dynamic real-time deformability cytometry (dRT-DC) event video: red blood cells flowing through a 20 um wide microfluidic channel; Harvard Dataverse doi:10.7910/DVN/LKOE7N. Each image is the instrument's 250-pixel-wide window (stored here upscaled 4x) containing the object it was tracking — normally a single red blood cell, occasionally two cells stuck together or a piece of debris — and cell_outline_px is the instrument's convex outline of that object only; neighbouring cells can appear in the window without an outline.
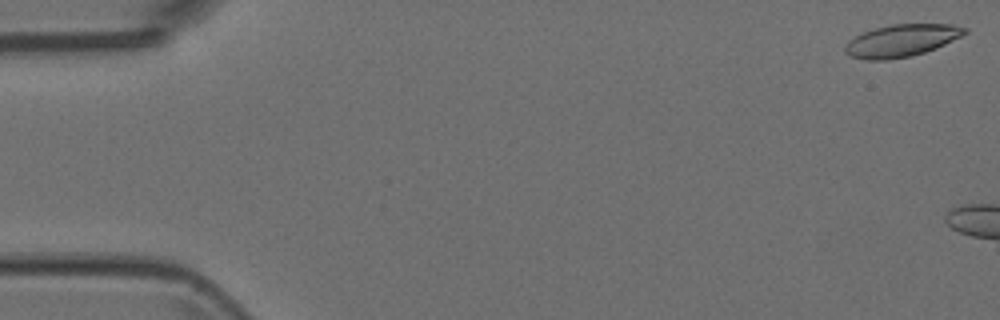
{"species": "Egyptian fruit bat (a non-hibernating species)", "species_latin": "Rousettus aegyptiacus", "temperature_condition": "room temperature", "stored_images_in_passage": 7, "camera_frame_rate_fps": 3000, "um_per_image_px": 0.085, "animal": {"sex": "female"}, "frame": {"image": 1, "passage_image": 1, "time_ms": 0.0, "image_size_px": [1000, 320], "cell_outline_px": [[968, 32], [936, 48], [912, 56], [888, 60], [864, 60], [852, 56], [844, 52], [844, 44], [848, 40], [864, 32], [876, 28], [892, 24], [952, 24], [968, 28]], "centroid_in_image_um": [76.6, 3.45], "position_along_channel_um": 8.4, "area_um2": 22.48}}
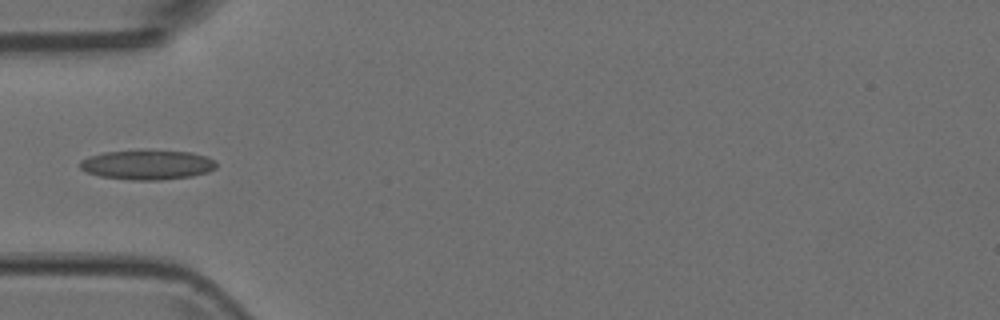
{"frame": {"image": 2, "passage_image": 6, "time_ms": 1.667, "image_size_px": [1000, 320], "cell_outline_px": [[216, 168], [208, 172], [192, 176], [160, 180], [132, 180], [100, 176], [88, 172], [80, 168], [80, 160], [88, 156], [104, 152], [192, 152], [208, 156], [216, 160]], "centroid_in_image_um": [12.56, 14.03], "position_along_channel_um": 72.4, "area_um2": 23.06}}
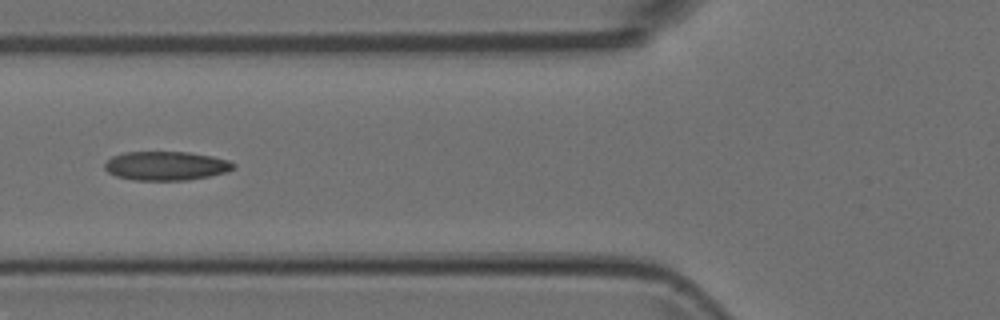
{"frame": {"image": 3, "passage_image": 7, "time_ms": 2.0, "image_size_px": [1000, 320], "cell_outline_px": [[236, 168], [228, 172], [188, 180], [132, 180], [116, 176], [108, 172], [104, 168], [104, 164], [112, 156], [124, 152], [188, 152], [212, 156], [228, 160], [236, 164]], "centroid_in_image_um": [14.13, 14.1], "position_along_channel_um": 111.7, "area_um2": 21.85}}